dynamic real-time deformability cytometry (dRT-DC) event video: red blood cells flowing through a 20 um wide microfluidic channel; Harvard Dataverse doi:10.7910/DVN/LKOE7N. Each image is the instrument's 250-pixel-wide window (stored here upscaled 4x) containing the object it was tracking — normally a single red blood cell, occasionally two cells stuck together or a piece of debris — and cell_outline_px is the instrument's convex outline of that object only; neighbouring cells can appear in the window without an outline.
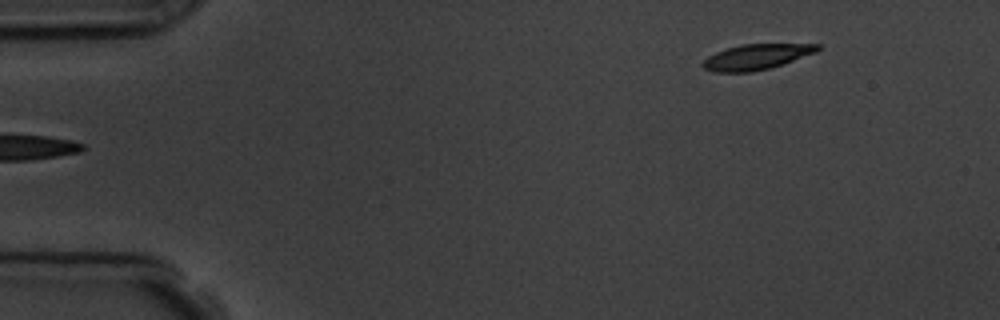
{"species": "common noctule bat (a hibernating species)", "species_latin": "Nyctalus noctula", "temperature_condition": "room temperature", "stored_images_in_passage": 3, "segment_of_instrument_passage": [2, 2], "camera_frame_rate_fps": 3000, "um_per_image_px": 0.085, "animal": {"sex": "male", "body_mass_g": 19.5, "forearm_length_mm": 54.6}, "frame": {"image": 1, "passage_image": 3, "time_ms": 3.333, "image_size_px": [1000, 320], "cell_outline_px": [[820, 48], [816, 52], [784, 64], [752, 72], [716, 72], [704, 68], [700, 64], [708, 56], [716, 52], [740, 44], [820, 44]], "centroid_in_image_um": [64.29, 4.83], "position_along_channel_um": 20.7, "area_um2": 16.94}}